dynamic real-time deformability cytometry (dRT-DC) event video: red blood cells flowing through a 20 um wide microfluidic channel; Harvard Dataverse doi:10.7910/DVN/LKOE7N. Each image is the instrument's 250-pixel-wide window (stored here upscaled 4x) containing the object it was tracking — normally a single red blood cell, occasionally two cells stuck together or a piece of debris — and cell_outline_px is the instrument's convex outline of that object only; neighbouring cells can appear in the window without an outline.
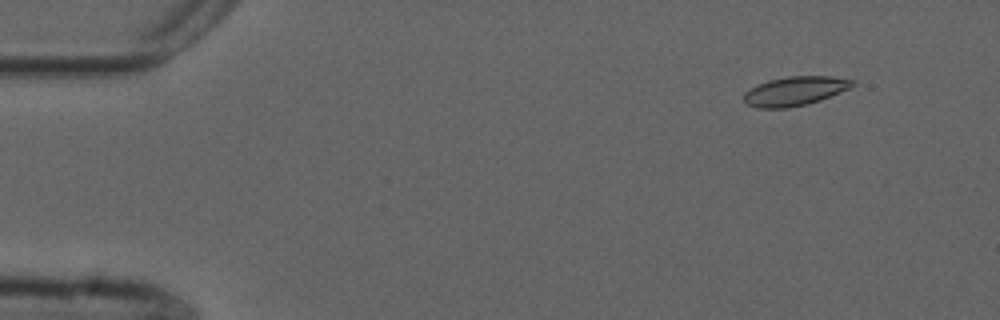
{"species": "common noctule bat (a hibernating species)", "species_latin": "Nyctalus noctula", "temperature_condition": "cold", "stored_images_in_passage": 50, "camera_frame_rate_fps": 3000, "um_per_image_px": 0.085, "animal": {"sex": "male", "forearm_length_mm": 52.5}, "frame": {"image": 1, "passage_image": 1, "time_ms": 0.0, "image_size_px": [1000, 320], "cell_outline_px": [[856, 84], [840, 92], [820, 100], [788, 108], [756, 108], [748, 104], [744, 100], [744, 92], [756, 84], [768, 80], [788, 76], [832, 76], [856, 80]], "centroid_in_image_um": [67.56, 7.73], "position_along_channel_um": 17.4, "area_um2": 18.44}}
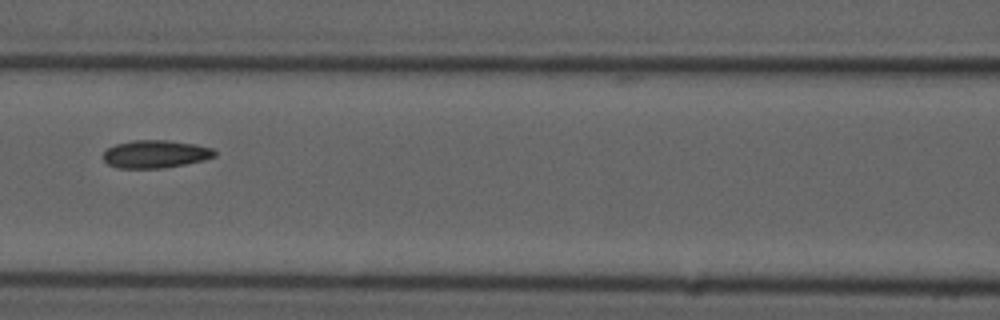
{"frame": {"image": 2, "passage_image": 20, "time_ms": 6.333, "image_size_px": [1000, 320], "cell_outline_px": [[216, 156], [204, 160], [184, 164], [160, 168], [116, 168], [108, 164], [104, 160], [104, 152], [108, 148], [116, 144], [132, 140], [168, 140], [196, 144], [212, 148], [216, 152]], "centroid_in_image_um": [13.22, 13.09], "position_along_channel_um": 153.4, "area_um2": 18.03}}
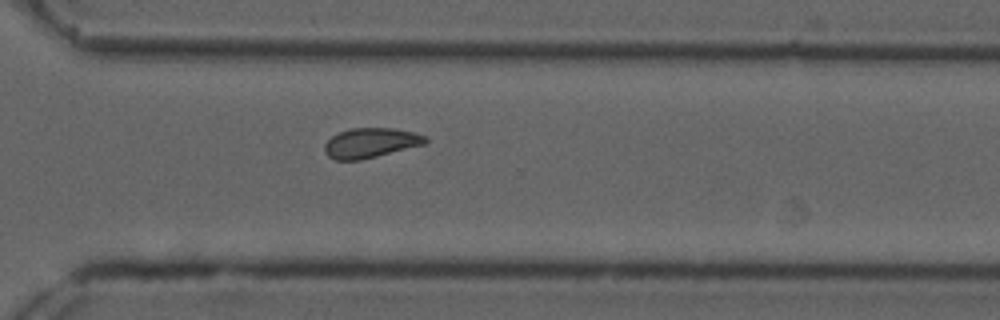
{"frame": {"image": 3, "passage_image": 35, "time_ms": 11.333, "image_size_px": [1000, 320], "cell_outline_px": [[428, 140], [424, 144], [360, 160], [336, 160], [328, 156], [324, 152], [324, 144], [332, 136], [340, 132], [352, 128], [392, 128], [412, 132], [428, 136]], "centroid_in_image_um": [31.48, 12.14], "position_along_channel_um": 339.1, "area_um2": 17.34}, "authors_computed_cell_mechanics": {"area_um2": 18.0047, "velocity_mm_per_s": 3.7289, "shape_relaxation_time_tau1_ms": null, "shape_relaxation_time_tau2_ms": 2.6453, "deformation_change_tau1": null, "deformation_change_tau2": 0.0723}}